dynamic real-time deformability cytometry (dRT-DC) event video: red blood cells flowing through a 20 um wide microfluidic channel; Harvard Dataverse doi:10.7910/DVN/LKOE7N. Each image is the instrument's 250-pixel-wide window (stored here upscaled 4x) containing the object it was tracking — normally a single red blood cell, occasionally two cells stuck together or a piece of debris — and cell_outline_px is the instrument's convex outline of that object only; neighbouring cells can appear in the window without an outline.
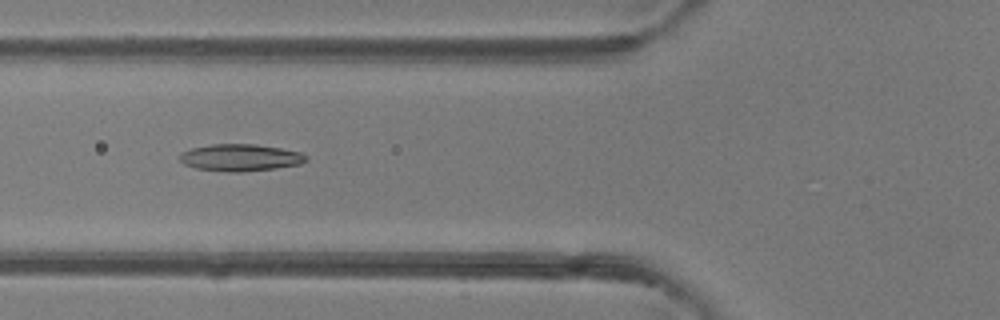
{"species": "common noctule bat (a hibernating species)", "species_latin": "Nyctalus noctula", "temperature_condition": "room temperature", "stored_images_in_passage": 4, "camera_frame_rate_fps": 3000, "um_per_image_px": 0.085, "animal": {"sex": "female"}, "frame": {"image": 1, "passage_image": 4, "time_ms": 1.0, "image_size_px": [1000, 320], "cell_outline_px": [[308, 160], [300, 164], [276, 168], [244, 172], [228, 172], [196, 168], [184, 164], [180, 160], [180, 156], [184, 152], [192, 148], [212, 144], [256, 144], [280, 148], [300, 152], [308, 156]], "centroid_in_image_um": [20.47, 13.4], "position_along_channel_um": 105.3, "area_um2": 19.83}}